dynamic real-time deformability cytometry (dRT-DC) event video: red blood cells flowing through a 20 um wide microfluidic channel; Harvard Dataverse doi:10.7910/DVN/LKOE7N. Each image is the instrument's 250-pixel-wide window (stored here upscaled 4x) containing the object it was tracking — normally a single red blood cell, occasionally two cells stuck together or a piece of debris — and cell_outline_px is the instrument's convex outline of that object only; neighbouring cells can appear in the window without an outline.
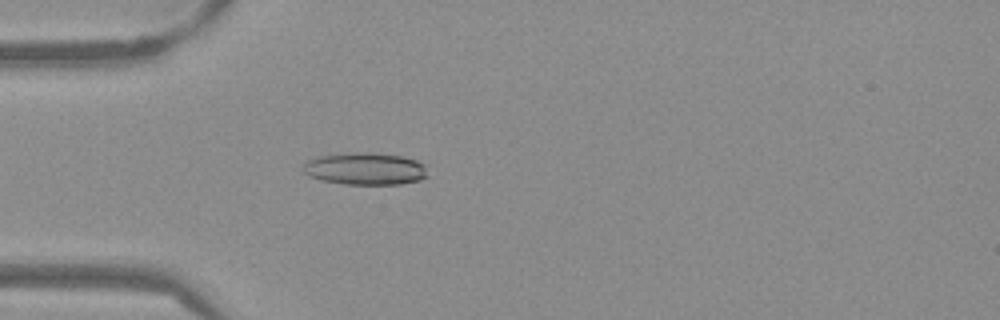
{"species": "Egyptian fruit bat (a non-hibernating species)", "species_latin": "Rousettus aegyptiacus", "temperature_condition": "warm", "stored_images_in_passage": 47, "camera_frame_rate_fps": 3000, "um_per_image_px": 0.085, "frame": {"image": 1, "passage_image": 10, "time_ms": 3.0, "image_size_px": [1000, 320], "cell_outline_px": [[428, 176], [420, 180], [400, 184], [344, 184], [320, 180], [308, 176], [304, 172], [304, 160], [320, 156], [356, 152], [372, 152], [400, 156], [416, 160], [428, 164]], "centroid_in_image_um": [31.08, 14.34], "position_along_channel_um": 53.9, "area_um2": 23.7}}
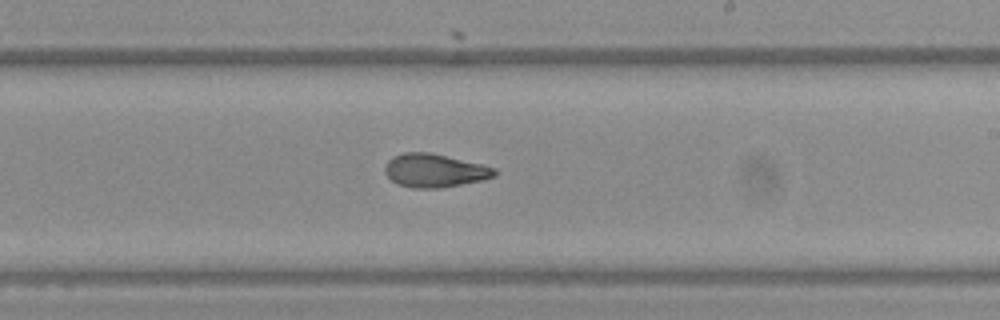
{"frame": {"image": 2, "passage_image": 26, "time_ms": 8.333, "image_size_px": [1000, 320], "cell_outline_px": [[496, 176], [480, 180], [440, 188], [412, 188], [396, 184], [384, 172], [384, 168], [388, 160], [392, 156], [404, 152], [428, 152], [480, 164], [496, 168]], "centroid_in_image_um": [36.89, 14.5], "position_along_channel_um": 252.1, "area_um2": 21.15}}
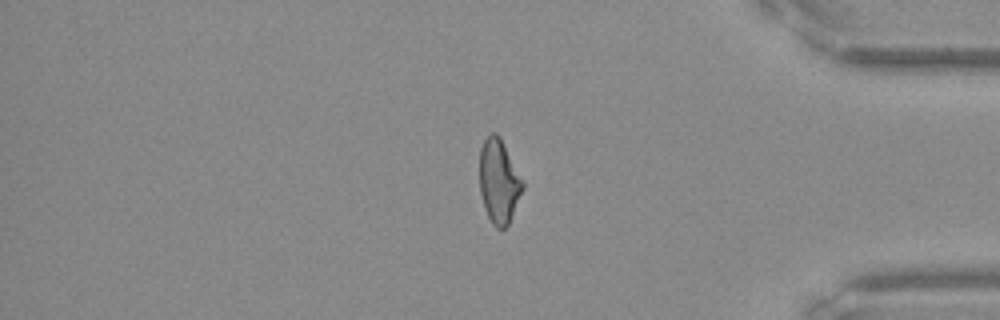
{"frame": {"image": 3, "passage_image": 39, "time_ms": 12.667, "image_size_px": [1000, 320], "cell_outline_px": [[524, 188], [508, 224], [504, 228], [496, 228], [492, 224], [484, 208], [480, 192], [480, 148], [484, 140], [492, 132], [496, 132], [500, 136], [524, 180]], "centroid_in_image_um": [42.41, 15.39], "position_along_channel_um": 392.8, "area_um2": 21.21}, "authors_computed_cell_mechanics": {"area_um2": 21.5594, "velocity_mm_per_s": 3.8508, "shape_relaxation_time_tau1_ms": 7.2788, "shape_relaxation_time_tau2_ms": 1.9322, "deformation_change_tau1": 0.1987, "deformation_change_tau2": 0.0796}}